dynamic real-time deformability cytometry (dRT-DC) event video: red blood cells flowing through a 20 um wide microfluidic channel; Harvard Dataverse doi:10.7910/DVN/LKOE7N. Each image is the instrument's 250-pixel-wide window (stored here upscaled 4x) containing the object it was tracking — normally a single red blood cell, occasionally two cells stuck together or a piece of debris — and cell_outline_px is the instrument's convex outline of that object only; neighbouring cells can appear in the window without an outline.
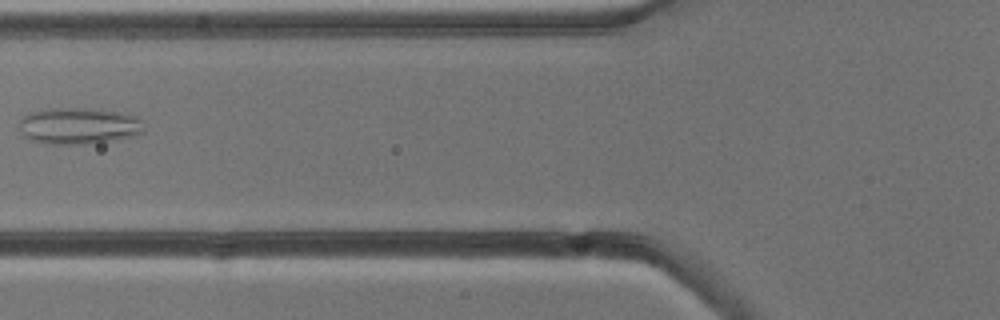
{"species": "common noctule bat (a hibernating species)", "species_latin": "Nyctalus noctula", "temperature_condition": "cold", "stored_images_in_passage": 7, "camera_frame_rate_fps": 3000, "um_per_image_px": 0.085, "animal": {"sex": "male", "body_mass_g": 13.3}, "frame": {"image": 1, "passage_image": 6, "time_ms": 6.667, "image_size_px": [1000, 320], "cell_outline_px": [[144, 132], [132, 136], [84, 144], [44, 144], [32, 140], [20, 128], [20, 120], [28, 112], [48, 108], [88, 108], [120, 112], [136, 116], [144, 120]], "centroid_in_image_um": [6.72, 10.68], "position_along_channel_um": 119.1, "area_um2": 26.47}}